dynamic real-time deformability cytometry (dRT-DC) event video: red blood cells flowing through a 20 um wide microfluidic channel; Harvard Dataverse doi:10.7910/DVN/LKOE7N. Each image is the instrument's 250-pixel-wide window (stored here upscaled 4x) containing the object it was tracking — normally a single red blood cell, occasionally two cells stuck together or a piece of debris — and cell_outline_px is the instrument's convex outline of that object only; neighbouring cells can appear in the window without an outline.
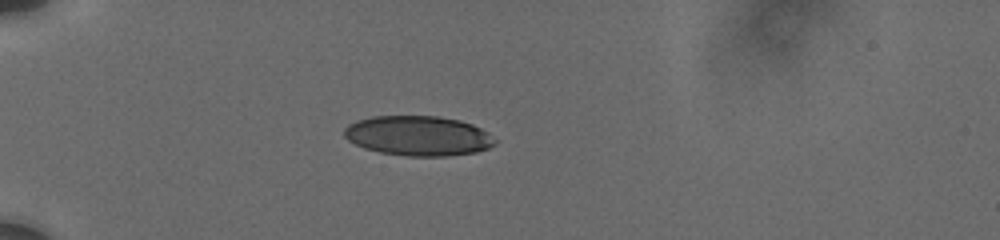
{"species": "human", "species_latin": "Homo sapiens", "temperature_condition": "cold", "stored_images_in_passage": 44, "camera_frame_rate_fps": 3000, "um_per_image_px": 0.085, "donor": {"sex": "male"}, "frame": {"image": 1, "passage_image": 1, "time_ms": 0.0, "image_size_px": [1000, 240], "cell_outline_px": [[496, 144], [488, 148], [476, 152], [448, 156], [408, 156], [380, 152], [364, 148], [348, 140], [344, 136], [344, 128], [348, 124], [356, 120], [372, 116], [440, 116], [460, 120], [472, 124], [488, 132], [496, 140]], "centroid_in_image_um": [35.55, 11.54], "position_along_channel_um": 49.4, "area_um2": 35.2}}
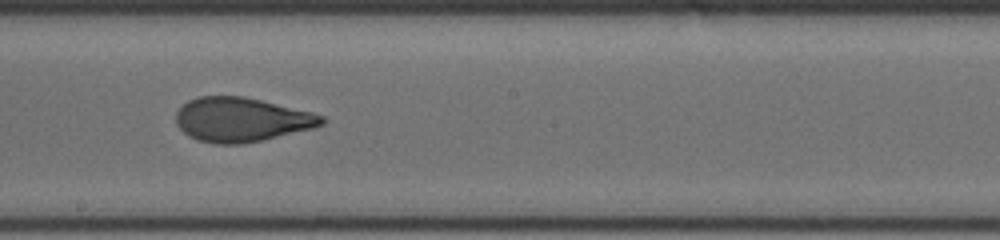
{"frame": {"image": 2, "passage_image": 22, "time_ms": 5.667, "image_size_px": [1000, 240], "cell_outline_px": [[324, 124], [312, 128], [260, 140], [240, 144], [216, 144], [196, 140], [188, 136], [176, 124], [176, 112], [188, 100], [200, 96], [244, 96], [312, 112], [324, 116]], "centroid_in_image_um": [20.49, 10.16], "position_along_channel_um": 227.7, "area_um2": 37.34}}
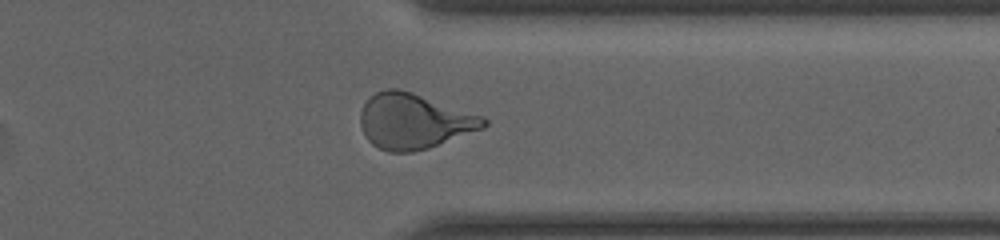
{"frame": {"image": 3, "passage_image": 43, "time_ms": 9.667, "image_size_px": [1000, 240], "cell_outline_px": [[488, 124], [484, 128], [428, 148], [412, 152], [388, 152], [372, 144], [368, 140], [360, 124], [360, 112], [364, 104], [376, 92], [384, 88], [400, 88], [484, 116], [488, 120]], "centroid_in_image_um": [35.19, 10.29], "position_along_channel_um": 376.2, "area_um2": 39.71}, "authors_computed_cell_mechanics": {"area_um2": 37.6278, "velocity_mm_per_s": 3.7249, "shape_relaxation_time_tau1_ms": 6.1588, "shape_relaxation_time_tau2_ms": 0.9654, "deformation_change_tau1": 0.1908, "deformation_change_tau2": 0.0748}}